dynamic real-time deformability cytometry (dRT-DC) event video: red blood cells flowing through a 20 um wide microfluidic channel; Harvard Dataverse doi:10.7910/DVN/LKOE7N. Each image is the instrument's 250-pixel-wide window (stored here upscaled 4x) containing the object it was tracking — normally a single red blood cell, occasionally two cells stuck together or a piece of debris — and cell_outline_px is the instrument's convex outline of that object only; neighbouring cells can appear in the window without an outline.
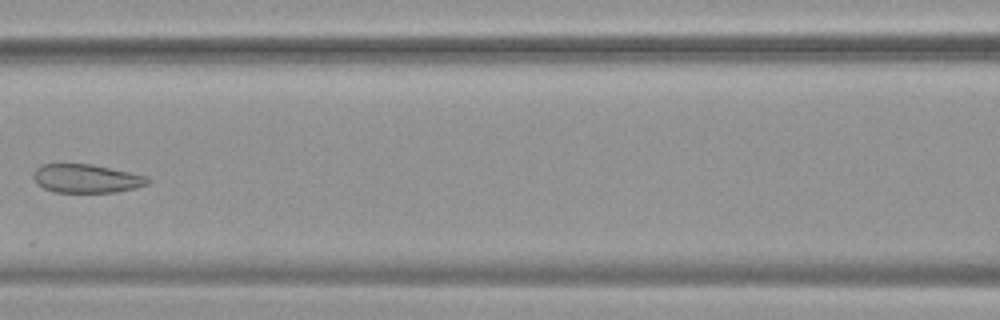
{"species": "common noctule bat (a hibernating species)", "species_latin": "Nyctalus noctula", "temperature_condition": "warm", "stored_images_in_passage": 8, "camera_frame_rate_fps": 3000, "um_per_image_px": 0.085, "animal": {"sex": "female", "body_mass_g": 19.9}, "frame": {"image": 1, "passage_image": 7, "time_ms": 2.0, "image_size_px": [1000, 320], "cell_outline_px": [[152, 180], [148, 184], [116, 192], [52, 192], [36, 184], [32, 176], [32, 172], [40, 164], [92, 164], [148, 176]], "centroid_in_image_um": [7.31, 15.17], "position_along_channel_um": 159.3, "area_um2": 19.19}}
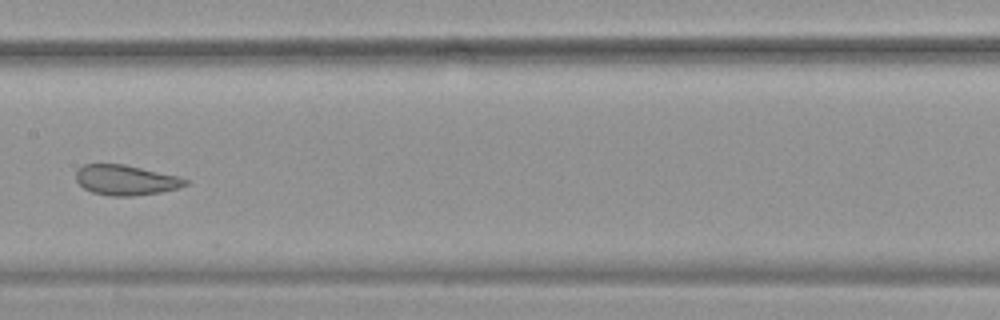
{"frame": {"image": 2, "passage_image": 8, "time_ms": 2.333, "image_size_px": [1000, 320], "cell_outline_px": [[188, 184], [180, 188], [160, 192], [132, 196], [112, 196], [92, 192], [84, 188], [76, 180], [76, 172], [84, 164], [124, 164], [176, 176], [188, 180]], "centroid_in_image_um": [10.69, 15.31], "position_along_channel_um": 196.7, "area_um2": 19.02}}